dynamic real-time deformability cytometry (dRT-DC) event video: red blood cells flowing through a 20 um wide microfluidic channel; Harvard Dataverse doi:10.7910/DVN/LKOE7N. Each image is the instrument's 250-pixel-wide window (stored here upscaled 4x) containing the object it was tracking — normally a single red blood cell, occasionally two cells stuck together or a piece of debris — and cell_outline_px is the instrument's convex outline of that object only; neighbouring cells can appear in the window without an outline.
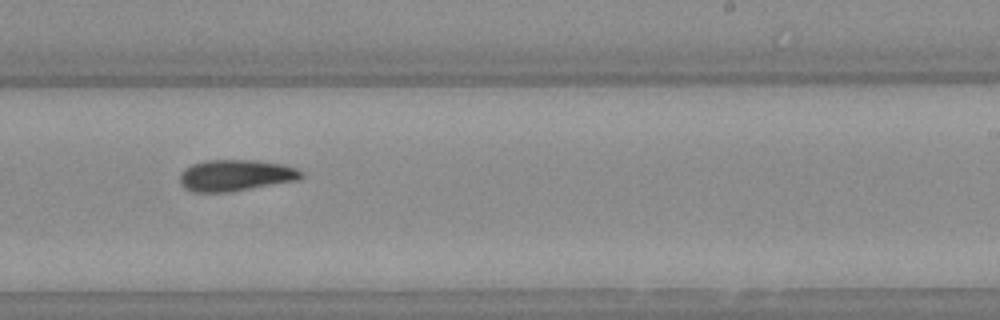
{"species": "Egyptian fruit bat (a non-hibernating species)", "species_latin": "Rousettus aegyptiacus", "temperature_condition": "warm", "stored_images_in_passage": 29, "camera_frame_rate_fps": 3000, "um_per_image_px": 0.085, "animal": {"sex": "female"}, "frame": {"image": 1, "passage_image": 17, "time_ms": 5.333, "image_size_px": [1000, 320], "cell_outline_px": [[304, 176], [300, 180], [228, 192], [192, 192], [184, 188], [180, 184], [180, 172], [184, 168], [192, 164], [204, 160], [256, 160], [284, 164], [296, 168]], "centroid_in_image_um": [20.01, 14.9], "position_along_channel_um": 269.0, "area_um2": 22.43}}